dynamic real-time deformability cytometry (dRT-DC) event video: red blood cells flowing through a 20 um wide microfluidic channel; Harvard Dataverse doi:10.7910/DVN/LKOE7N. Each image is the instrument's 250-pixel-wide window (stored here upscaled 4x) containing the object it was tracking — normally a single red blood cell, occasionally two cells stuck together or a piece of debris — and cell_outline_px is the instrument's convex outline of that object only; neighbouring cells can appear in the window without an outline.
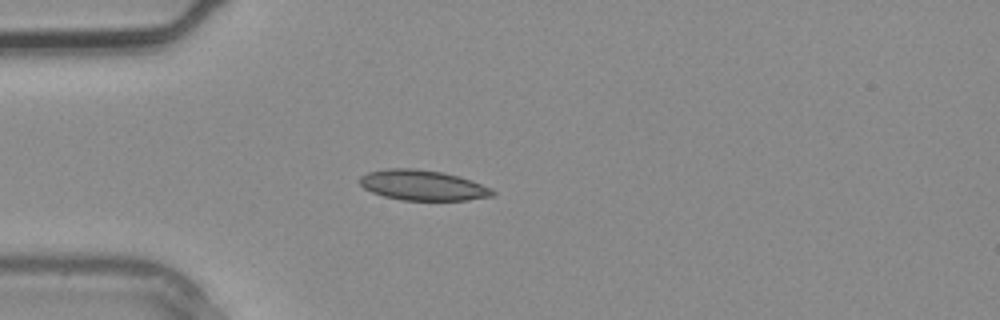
{"species": "common noctule bat (a hibernating species)", "species_latin": "Nyctalus noctula", "temperature_condition": "warm", "stored_images_in_passage": 1, "camera_frame_rate_fps": 3000, "um_per_image_px": 0.085, "animal": {"sex": "male", "body_mass_g": 20.4}, "frame": {"image": 1, "passage_image": 1, "time_ms": 0.0, "image_size_px": [1000, 320], "cell_outline_px": [[496, 196], [468, 200], [400, 200], [384, 196], [372, 192], [364, 188], [360, 184], [360, 176], [368, 172], [388, 168], [412, 168], [444, 172], [492, 188], [496, 192]], "centroid_in_image_um": [35.94, 15.75], "position_along_channel_um": 49.1, "area_um2": 23.41}}